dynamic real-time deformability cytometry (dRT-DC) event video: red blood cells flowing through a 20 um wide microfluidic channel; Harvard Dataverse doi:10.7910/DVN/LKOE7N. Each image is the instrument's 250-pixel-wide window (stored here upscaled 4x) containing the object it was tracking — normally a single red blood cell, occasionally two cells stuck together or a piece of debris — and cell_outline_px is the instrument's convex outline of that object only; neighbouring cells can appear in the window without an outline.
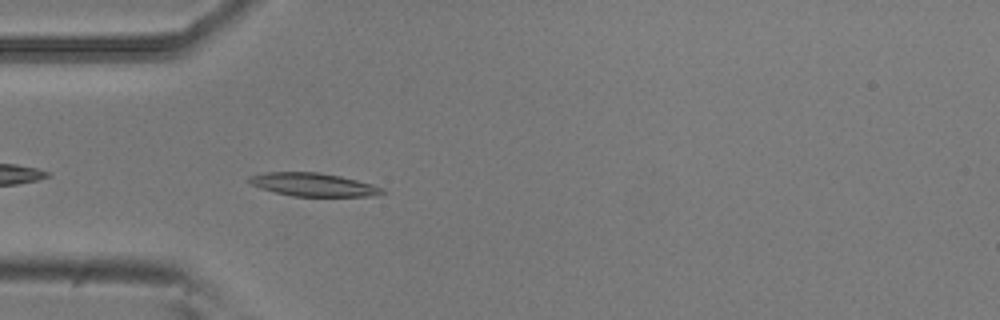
{"species": "common noctule bat (a hibernating species)", "species_latin": "Nyctalus noctula", "temperature_condition": "room temperature", "stored_images_in_passage": 42, "camera_frame_rate_fps": 3000, "um_per_image_px": 0.085, "animal": {"sex": "male", "body_mass_g": 20.5, "forearm_length_mm": 52.5}, "frame": {"image": 1, "passage_image": 4, "time_ms": 1.0, "image_size_px": [1000, 320], "cell_outline_px": [[388, 192], [372, 196], [292, 196], [260, 188], [252, 184], [248, 180], [248, 176], [264, 172], [320, 172], [340, 176], [372, 184], [384, 188]], "centroid_in_image_um": [26.65, 15.69], "position_along_channel_um": 58.4, "area_um2": 18.03}}
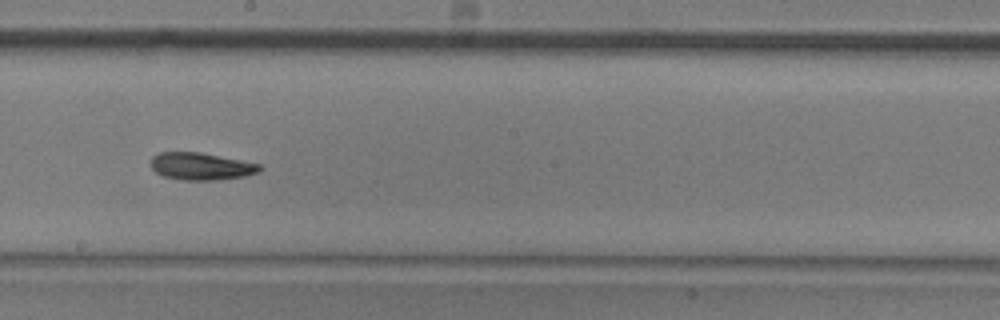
{"frame": {"image": 2, "passage_image": 18, "time_ms": 5.667, "image_size_px": [1000, 320], "cell_outline_px": [[264, 168], [260, 172], [244, 176], [216, 180], [180, 180], [164, 176], [156, 172], [152, 168], [152, 156], [160, 152], [200, 152], [260, 164]], "centroid_in_image_um": [17.11, 14.14], "position_along_channel_um": 231.1, "area_um2": 17.28}}
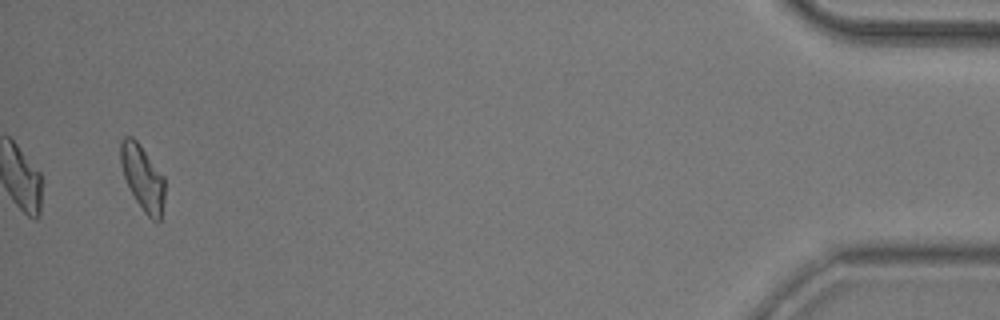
{"frame": {"image": 3, "passage_image": 40, "time_ms": 13.0, "image_size_px": [1000, 320], "cell_outline_px": [[164, 200], [160, 220], [152, 220], [144, 212], [136, 200], [124, 176], [120, 164], [120, 140], [124, 136], [132, 136], [136, 140], [164, 176]], "centroid_in_image_um": [12.11, 15.08], "position_along_channel_um": 423.1, "area_um2": 16.59}, "authors_computed_cell_mechanics": {"area_um2": 17.1088, "velocity_mm_per_s": 3.7538, "shape_relaxation_time_tau1_ms": 3.7604, "shape_relaxation_time_tau2_ms": 5.4367, "deformation_change_tau1": 0.1641, "deformation_change_tau2": 0.1406}}